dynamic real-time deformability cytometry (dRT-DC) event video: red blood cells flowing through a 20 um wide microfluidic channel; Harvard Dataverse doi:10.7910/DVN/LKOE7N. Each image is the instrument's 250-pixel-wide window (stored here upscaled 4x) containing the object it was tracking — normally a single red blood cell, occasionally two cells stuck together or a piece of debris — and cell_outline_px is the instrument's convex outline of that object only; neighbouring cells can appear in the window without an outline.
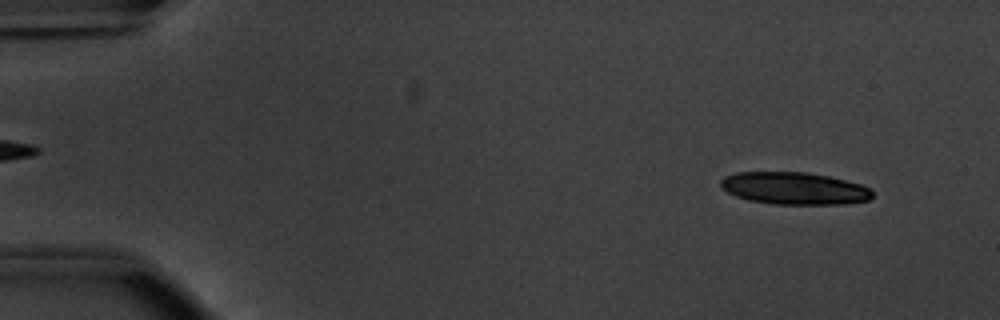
{"species": "common noctule bat (a hibernating species)", "species_latin": "Nyctalus noctula", "temperature_condition": "warm", "stored_images_in_passage": 29, "camera_frame_rate_fps": 3000, "um_per_image_px": 0.085, "animal": {"sex": "male", "body_mass_g": 20.1, "forearm_length_mm": 53.5}, "frame": {"image": 1, "passage_image": 4, "time_ms": 1.0, "image_size_px": [1000, 320], "cell_outline_px": [[872, 196], [868, 200], [844, 204], [776, 204], [748, 200], [736, 196], [728, 192], [720, 184], [720, 180], [724, 176], [736, 172], [804, 172], [828, 176], [860, 184], [868, 188], [872, 192]], "centroid_in_image_um": [67.49, 16.01], "position_along_channel_um": 17.5, "area_um2": 28.32}}
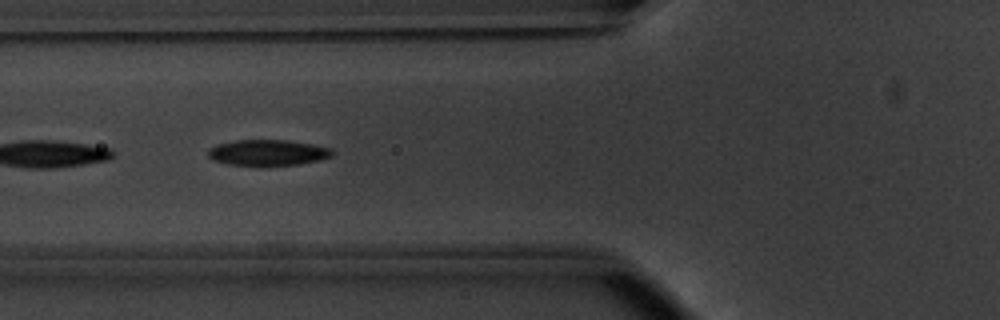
{"frame": {"image": 2, "passage_image": 20, "time_ms": 6.333, "image_size_px": [1000, 320], "cell_outline_px": [[332, 156], [320, 160], [296, 164], [228, 164], [212, 160], [208, 156], [208, 148], [216, 144], [236, 140], [288, 140], [312, 144], [332, 148]], "centroid_in_image_um": [22.74, 12.94], "position_along_channel_um": 103.1, "area_um2": 18.38}}